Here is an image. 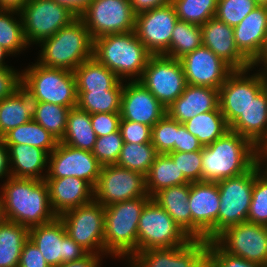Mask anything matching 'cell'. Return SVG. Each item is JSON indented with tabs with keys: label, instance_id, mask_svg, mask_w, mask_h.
<instances>
[{
	"label": "cell",
	"instance_id": "681fc988",
	"mask_svg": "<svg viewBox=\"0 0 267 267\" xmlns=\"http://www.w3.org/2000/svg\"><path fill=\"white\" fill-rule=\"evenodd\" d=\"M151 127L128 120L120 121V132L124 143H151Z\"/></svg>",
	"mask_w": 267,
	"mask_h": 267
},
{
	"label": "cell",
	"instance_id": "f35d334b",
	"mask_svg": "<svg viewBox=\"0 0 267 267\" xmlns=\"http://www.w3.org/2000/svg\"><path fill=\"white\" fill-rule=\"evenodd\" d=\"M202 45L201 26L178 20L172 31L170 47L163 55L180 59Z\"/></svg>",
	"mask_w": 267,
	"mask_h": 267
},
{
	"label": "cell",
	"instance_id": "d6a6232c",
	"mask_svg": "<svg viewBox=\"0 0 267 267\" xmlns=\"http://www.w3.org/2000/svg\"><path fill=\"white\" fill-rule=\"evenodd\" d=\"M29 229L16 222L3 219L0 223V267H18Z\"/></svg>",
	"mask_w": 267,
	"mask_h": 267
},
{
	"label": "cell",
	"instance_id": "44dd1931",
	"mask_svg": "<svg viewBox=\"0 0 267 267\" xmlns=\"http://www.w3.org/2000/svg\"><path fill=\"white\" fill-rule=\"evenodd\" d=\"M186 82L194 86L220 89L233 69L209 48L200 46L179 59Z\"/></svg>",
	"mask_w": 267,
	"mask_h": 267
},
{
	"label": "cell",
	"instance_id": "6125c7cd",
	"mask_svg": "<svg viewBox=\"0 0 267 267\" xmlns=\"http://www.w3.org/2000/svg\"><path fill=\"white\" fill-rule=\"evenodd\" d=\"M11 55L12 54L0 44V68L12 67L6 64V62H4L5 58Z\"/></svg>",
	"mask_w": 267,
	"mask_h": 267
},
{
	"label": "cell",
	"instance_id": "94428289",
	"mask_svg": "<svg viewBox=\"0 0 267 267\" xmlns=\"http://www.w3.org/2000/svg\"><path fill=\"white\" fill-rule=\"evenodd\" d=\"M29 0H0V9L20 11Z\"/></svg>",
	"mask_w": 267,
	"mask_h": 267
},
{
	"label": "cell",
	"instance_id": "cb8c5ba5",
	"mask_svg": "<svg viewBox=\"0 0 267 267\" xmlns=\"http://www.w3.org/2000/svg\"><path fill=\"white\" fill-rule=\"evenodd\" d=\"M38 104L33 91L21 79L15 85L14 93L0 101V137L33 120Z\"/></svg>",
	"mask_w": 267,
	"mask_h": 267
},
{
	"label": "cell",
	"instance_id": "f907efd6",
	"mask_svg": "<svg viewBox=\"0 0 267 267\" xmlns=\"http://www.w3.org/2000/svg\"><path fill=\"white\" fill-rule=\"evenodd\" d=\"M90 117L92 128L97 137L119 131L121 121L120 113H95L90 114Z\"/></svg>",
	"mask_w": 267,
	"mask_h": 267
},
{
	"label": "cell",
	"instance_id": "d590c367",
	"mask_svg": "<svg viewBox=\"0 0 267 267\" xmlns=\"http://www.w3.org/2000/svg\"><path fill=\"white\" fill-rule=\"evenodd\" d=\"M183 124L202 146L213 143L230 130L220 109L196 115Z\"/></svg>",
	"mask_w": 267,
	"mask_h": 267
},
{
	"label": "cell",
	"instance_id": "6da1fadb",
	"mask_svg": "<svg viewBox=\"0 0 267 267\" xmlns=\"http://www.w3.org/2000/svg\"><path fill=\"white\" fill-rule=\"evenodd\" d=\"M0 185V212L5 220L28 229L48 223L53 212L45 180L9 177Z\"/></svg>",
	"mask_w": 267,
	"mask_h": 267
},
{
	"label": "cell",
	"instance_id": "4dcf8cb0",
	"mask_svg": "<svg viewBox=\"0 0 267 267\" xmlns=\"http://www.w3.org/2000/svg\"><path fill=\"white\" fill-rule=\"evenodd\" d=\"M77 91L112 89L121 79L94 57L81 63L74 71Z\"/></svg>",
	"mask_w": 267,
	"mask_h": 267
},
{
	"label": "cell",
	"instance_id": "f6af8a7d",
	"mask_svg": "<svg viewBox=\"0 0 267 267\" xmlns=\"http://www.w3.org/2000/svg\"><path fill=\"white\" fill-rule=\"evenodd\" d=\"M257 6L254 0H218L215 17L235 27Z\"/></svg>",
	"mask_w": 267,
	"mask_h": 267
},
{
	"label": "cell",
	"instance_id": "f546056e",
	"mask_svg": "<svg viewBox=\"0 0 267 267\" xmlns=\"http://www.w3.org/2000/svg\"><path fill=\"white\" fill-rule=\"evenodd\" d=\"M190 183L164 188L152 198L171 216L192 239V218L188 205Z\"/></svg>",
	"mask_w": 267,
	"mask_h": 267
},
{
	"label": "cell",
	"instance_id": "83f0119b",
	"mask_svg": "<svg viewBox=\"0 0 267 267\" xmlns=\"http://www.w3.org/2000/svg\"><path fill=\"white\" fill-rule=\"evenodd\" d=\"M229 129L249 139L258 149L267 140V88L251 99Z\"/></svg>",
	"mask_w": 267,
	"mask_h": 267
},
{
	"label": "cell",
	"instance_id": "ac0fdd59",
	"mask_svg": "<svg viewBox=\"0 0 267 267\" xmlns=\"http://www.w3.org/2000/svg\"><path fill=\"white\" fill-rule=\"evenodd\" d=\"M188 205L192 218V239L213 240L218 235L220 205L217 182H192Z\"/></svg>",
	"mask_w": 267,
	"mask_h": 267
},
{
	"label": "cell",
	"instance_id": "836d02e7",
	"mask_svg": "<svg viewBox=\"0 0 267 267\" xmlns=\"http://www.w3.org/2000/svg\"><path fill=\"white\" fill-rule=\"evenodd\" d=\"M145 178L151 198L164 188L190 183L168 154L157 155Z\"/></svg>",
	"mask_w": 267,
	"mask_h": 267
},
{
	"label": "cell",
	"instance_id": "277c9868",
	"mask_svg": "<svg viewBox=\"0 0 267 267\" xmlns=\"http://www.w3.org/2000/svg\"><path fill=\"white\" fill-rule=\"evenodd\" d=\"M150 199L140 197L104 207L105 256L128 262L137 253L140 214Z\"/></svg>",
	"mask_w": 267,
	"mask_h": 267
},
{
	"label": "cell",
	"instance_id": "f1b7e54d",
	"mask_svg": "<svg viewBox=\"0 0 267 267\" xmlns=\"http://www.w3.org/2000/svg\"><path fill=\"white\" fill-rule=\"evenodd\" d=\"M6 147L11 177L45 180L49 156L45 150L26 144L6 145Z\"/></svg>",
	"mask_w": 267,
	"mask_h": 267
},
{
	"label": "cell",
	"instance_id": "7c38bea8",
	"mask_svg": "<svg viewBox=\"0 0 267 267\" xmlns=\"http://www.w3.org/2000/svg\"><path fill=\"white\" fill-rule=\"evenodd\" d=\"M138 81L166 108L185 90L187 85L179 59L152 55Z\"/></svg>",
	"mask_w": 267,
	"mask_h": 267
},
{
	"label": "cell",
	"instance_id": "5bb4252c",
	"mask_svg": "<svg viewBox=\"0 0 267 267\" xmlns=\"http://www.w3.org/2000/svg\"><path fill=\"white\" fill-rule=\"evenodd\" d=\"M140 197H150L143 174L116 164L102 166L94 187V200L106 207Z\"/></svg>",
	"mask_w": 267,
	"mask_h": 267
},
{
	"label": "cell",
	"instance_id": "ffe728a7",
	"mask_svg": "<svg viewBox=\"0 0 267 267\" xmlns=\"http://www.w3.org/2000/svg\"><path fill=\"white\" fill-rule=\"evenodd\" d=\"M178 21L170 2L136 15L135 32L138 39L153 55H162L170 47L172 31Z\"/></svg>",
	"mask_w": 267,
	"mask_h": 267
},
{
	"label": "cell",
	"instance_id": "003e7915",
	"mask_svg": "<svg viewBox=\"0 0 267 267\" xmlns=\"http://www.w3.org/2000/svg\"><path fill=\"white\" fill-rule=\"evenodd\" d=\"M258 5H267V0H254Z\"/></svg>",
	"mask_w": 267,
	"mask_h": 267
},
{
	"label": "cell",
	"instance_id": "7a4b0ae2",
	"mask_svg": "<svg viewBox=\"0 0 267 267\" xmlns=\"http://www.w3.org/2000/svg\"><path fill=\"white\" fill-rule=\"evenodd\" d=\"M259 161V149L232 130L202 148V181L218 182L248 172Z\"/></svg>",
	"mask_w": 267,
	"mask_h": 267
},
{
	"label": "cell",
	"instance_id": "d6986e66",
	"mask_svg": "<svg viewBox=\"0 0 267 267\" xmlns=\"http://www.w3.org/2000/svg\"><path fill=\"white\" fill-rule=\"evenodd\" d=\"M101 169V163L92 152L58 141L56 148L48 156V171L45 178L78 177L94 188Z\"/></svg>",
	"mask_w": 267,
	"mask_h": 267
},
{
	"label": "cell",
	"instance_id": "7bdbcfd3",
	"mask_svg": "<svg viewBox=\"0 0 267 267\" xmlns=\"http://www.w3.org/2000/svg\"><path fill=\"white\" fill-rule=\"evenodd\" d=\"M247 221L267 226V173L262 167L254 174Z\"/></svg>",
	"mask_w": 267,
	"mask_h": 267
},
{
	"label": "cell",
	"instance_id": "e575fe53",
	"mask_svg": "<svg viewBox=\"0 0 267 267\" xmlns=\"http://www.w3.org/2000/svg\"><path fill=\"white\" fill-rule=\"evenodd\" d=\"M124 80H120L112 89L103 91H77V106L88 112L120 113Z\"/></svg>",
	"mask_w": 267,
	"mask_h": 267
},
{
	"label": "cell",
	"instance_id": "ba28073f",
	"mask_svg": "<svg viewBox=\"0 0 267 267\" xmlns=\"http://www.w3.org/2000/svg\"><path fill=\"white\" fill-rule=\"evenodd\" d=\"M66 234L91 254L104 255V206L92 200L58 216Z\"/></svg>",
	"mask_w": 267,
	"mask_h": 267
},
{
	"label": "cell",
	"instance_id": "bcb514c9",
	"mask_svg": "<svg viewBox=\"0 0 267 267\" xmlns=\"http://www.w3.org/2000/svg\"><path fill=\"white\" fill-rule=\"evenodd\" d=\"M123 138L120 130L109 135L97 137L93 155L101 165L116 164L123 146Z\"/></svg>",
	"mask_w": 267,
	"mask_h": 267
},
{
	"label": "cell",
	"instance_id": "be15d7a7",
	"mask_svg": "<svg viewBox=\"0 0 267 267\" xmlns=\"http://www.w3.org/2000/svg\"><path fill=\"white\" fill-rule=\"evenodd\" d=\"M259 162L262 169L267 173V151H259Z\"/></svg>",
	"mask_w": 267,
	"mask_h": 267
},
{
	"label": "cell",
	"instance_id": "ee69618b",
	"mask_svg": "<svg viewBox=\"0 0 267 267\" xmlns=\"http://www.w3.org/2000/svg\"><path fill=\"white\" fill-rule=\"evenodd\" d=\"M177 137V121L167 114L160 119L151 129V143L158 154L174 152Z\"/></svg>",
	"mask_w": 267,
	"mask_h": 267
},
{
	"label": "cell",
	"instance_id": "60d3db41",
	"mask_svg": "<svg viewBox=\"0 0 267 267\" xmlns=\"http://www.w3.org/2000/svg\"><path fill=\"white\" fill-rule=\"evenodd\" d=\"M178 20L203 25L215 17L218 0H171Z\"/></svg>",
	"mask_w": 267,
	"mask_h": 267
},
{
	"label": "cell",
	"instance_id": "03108f58",
	"mask_svg": "<svg viewBox=\"0 0 267 267\" xmlns=\"http://www.w3.org/2000/svg\"><path fill=\"white\" fill-rule=\"evenodd\" d=\"M259 151H267V140L263 143V145L259 148Z\"/></svg>",
	"mask_w": 267,
	"mask_h": 267
},
{
	"label": "cell",
	"instance_id": "8d00e7d4",
	"mask_svg": "<svg viewBox=\"0 0 267 267\" xmlns=\"http://www.w3.org/2000/svg\"><path fill=\"white\" fill-rule=\"evenodd\" d=\"M2 138L5 145L26 144L45 150L48 154L58 143L57 139L34 120L11 129Z\"/></svg>",
	"mask_w": 267,
	"mask_h": 267
},
{
	"label": "cell",
	"instance_id": "b9f144b4",
	"mask_svg": "<svg viewBox=\"0 0 267 267\" xmlns=\"http://www.w3.org/2000/svg\"><path fill=\"white\" fill-rule=\"evenodd\" d=\"M70 108L48 102H39L33 120L60 141L65 133Z\"/></svg>",
	"mask_w": 267,
	"mask_h": 267
},
{
	"label": "cell",
	"instance_id": "91938a15",
	"mask_svg": "<svg viewBox=\"0 0 267 267\" xmlns=\"http://www.w3.org/2000/svg\"><path fill=\"white\" fill-rule=\"evenodd\" d=\"M260 66L259 71L262 73L265 69H267V36L264 40L263 46L259 52V54L255 57V59L251 62L250 68L256 69Z\"/></svg>",
	"mask_w": 267,
	"mask_h": 267
},
{
	"label": "cell",
	"instance_id": "30bf717a",
	"mask_svg": "<svg viewBox=\"0 0 267 267\" xmlns=\"http://www.w3.org/2000/svg\"><path fill=\"white\" fill-rule=\"evenodd\" d=\"M258 161L248 172L218 181V234L229 226L247 221L252 200L254 174L261 168Z\"/></svg>",
	"mask_w": 267,
	"mask_h": 267
},
{
	"label": "cell",
	"instance_id": "3957f363",
	"mask_svg": "<svg viewBox=\"0 0 267 267\" xmlns=\"http://www.w3.org/2000/svg\"><path fill=\"white\" fill-rule=\"evenodd\" d=\"M152 55L135 31L107 34L93 40V57L124 81L138 80Z\"/></svg>",
	"mask_w": 267,
	"mask_h": 267
},
{
	"label": "cell",
	"instance_id": "e7e4bbea",
	"mask_svg": "<svg viewBox=\"0 0 267 267\" xmlns=\"http://www.w3.org/2000/svg\"><path fill=\"white\" fill-rule=\"evenodd\" d=\"M262 76L264 78L265 87L267 88V69L262 72Z\"/></svg>",
	"mask_w": 267,
	"mask_h": 267
},
{
	"label": "cell",
	"instance_id": "484cf974",
	"mask_svg": "<svg viewBox=\"0 0 267 267\" xmlns=\"http://www.w3.org/2000/svg\"><path fill=\"white\" fill-rule=\"evenodd\" d=\"M219 109V90L187 84L185 90L167 107V115L185 123L196 115Z\"/></svg>",
	"mask_w": 267,
	"mask_h": 267
},
{
	"label": "cell",
	"instance_id": "9c48e42d",
	"mask_svg": "<svg viewBox=\"0 0 267 267\" xmlns=\"http://www.w3.org/2000/svg\"><path fill=\"white\" fill-rule=\"evenodd\" d=\"M19 12L29 46L38 45L77 18L71 10L54 0H29Z\"/></svg>",
	"mask_w": 267,
	"mask_h": 267
},
{
	"label": "cell",
	"instance_id": "ab89813d",
	"mask_svg": "<svg viewBox=\"0 0 267 267\" xmlns=\"http://www.w3.org/2000/svg\"><path fill=\"white\" fill-rule=\"evenodd\" d=\"M157 155L152 143H123L116 165L146 176Z\"/></svg>",
	"mask_w": 267,
	"mask_h": 267
},
{
	"label": "cell",
	"instance_id": "7dc6e473",
	"mask_svg": "<svg viewBox=\"0 0 267 267\" xmlns=\"http://www.w3.org/2000/svg\"><path fill=\"white\" fill-rule=\"evenodd\" d=\"M168 155L190 183L202 181V151H174Z\"/></svg>",
	"mask_w": 267,
	"mask_h": 267
},
{
	"label": "cell",
	"instance_id": "f5cc1de1",
	"mask_svg": "<svg viewBox=\"0 0 267 267\" xmlns=\"http://www.w3.org/2000/svg\"><path fill=\"white\" fill-rule=\"evenodd\" d=\"M203 146L198 138L193 136L183 123L177 121V137L174 144V151L193 152L202 151Z\"/></svg>",
	"mask_w": 267,
	"mask_h": 267
},
{
	"label": "cell",
	"instance_id": "a7ac6f4b",
	"mask_svg": "<svg viewBox=\"0 0 267 267\" xmlns=\"http://www.w3.org/2000/svg\"><path fill=\"white\" fill-rule=\"evenodd\" d=\"M4 219V217H3V215H2V213L0 212V223H1V221Z\"/></svg>",
	"mask_w": 267,
	"mask_h": 267
},
{
	"label": "cell",
	"instance_id": "7402d4cb",
	"mask_svg": "<svg viewBox=\"0 0 267 267\" xmlns=\"http://www.w3.org/2000/svg\"><path fill=\"white\" fill-rule=\"evenodd\" d=\"M124 82L121 120L142 123L152 128L167 114V108L138 80Z\"/></svg>",
	"mask_w": 267,
	"mask_h": 267
},
{
	"label": "cell",
	"instance_id": "9a60e30c",
	"mask_svg": "<svg viewBox=\"0 0 267 267\" xmlns=\"http://www.w3.org/2000/svg\"><path fill=\"white\" fill-rule=\"evenodd\" d=\"M29 239L38 247L51 267L80 260L89 254L66 234L58 216L48 223L30 228Z\"/></svg>",
	"mask_w": 267,
	"mask_h": 267
},
{
	"label": "cell",
	"instance_id": "4316f807",
	"mask_svg": "<svg viewBox=\"0 0 267 267\" xmlns=\"http://www.w3.org/2000/svg\"><path fill=\"white\" fill-rule=\"evenodd\" d=\"M233 31L238 50L252 62L267 36V5H258Z\"/></svg>",
	"mask_w": 267,
	"mask_h": 267
},
{
	"label": "cell",
	"instance_id": "9f6ffc18",
	"mask_svg": "<svg viewBox=\"0 0 267 267\" xmlns=\"http://www.w3.org/2000/svg\"><path fill=\"white\" fill-rule=\"evenodd\" d=\"M104 257L105 256L103 255L89 253L86 257L80 260L65 262L58 267H101V261Z\"/></svg>",
	"mask_w": 267,
	"mask_h": 267
},
{
	"label": "cell",
	"instance_id": "11a10c76",
	"mask_svg": "<svg viewBox=\"0 0 267 267\" xmlns=\"http://www.w3.org/2000/svg\"><path fill=\"white\" fill-rule=\"evenodd\" d=\"M171 0H130L133 12L137 15L141 12L155 9L169 4Z\"/></svg>",
	"mask_w": 267,
	"mask_h": 267
},
{
	"label": "cell",
	"instance_id": "5b68a950",
	"mask_svg": "<svg viewBox=\"0 0 267 267\" xmlns=\"http://www.w3.org/2000/svg\"><path fill=\"white\" fill-rule=\"evenodd\" d=\"M38 46L37 63L74 71L81 63L93 57V39L83 21L77 17Z\"/></svg>",
	"mask_w": 267,
	"mask_h": 267
},
{
	"label": "cell",
	"instance_id": "816d5d0a",
	"mask_svg": "<svg viewBox=\"0 0 267 267\" xmlns=\"http://www.w3.org/2000/svg\"><path fill=\"white\" fill-rule=\"evenodd\" d=\"M18 267H51L38 247L28 239L22 248Z\"/></svg>",
	"mask_w": 267,
	"mask_h": 267
},
{
	"label": "cell",
	"instance_id": "c3c4849f",
	"mask_svg": "<svg viewBox=\"0 0 267 267\" xmlns=\"http://www.w3.org/2000/svg\"><path fill=\"white\" fill-rule=\"evenodd\" d=\"M207 255L210 259L211 267H264L258 263L228 254L213 240L208 241Z\"/></svg>",
	"mask_w": 267,
	"mask_h": 267
},
{
	"label": "cell",
	"instance_id": "74e56055",
	"mask_svg": "<svg viewBox=\"0 0 267 267\" xmlns=\"http://www.w3.org/2000/svg\"><path fill=\"white\" fill-rule=\"evenodd\" d=\"M0 44L12 56L21 54L23 50L25 51L30 47L24 36L22 18L19 11L0 9Z\"/></svg>",
	"mask_w": 267,
	"mask_h": 267
},
{
	"label": "cell",
	"instance_id": "8fae6325",
	"mask_svg": "<svg viewBox=\"0 0 267 267\" xmlns=\"http://www.w3.org/2000/svg\"><path fill=\"white\" fill-rule=\"evenodd\" d=\"M79 18L92 39L135 31L136 14L130 0H93Z\"/></svg>",
	"mask_w": 267,
	"mask_h": 267
},
{
	"label": "cell",
	"instance_id": "680465c9",
	"mask_svg": "<svg viewBox=\"0 0 267 267\" xmlns=\"http://www.w3.org/2000/svg\"><path fill=\"white\" fill-rule=\"evenodd\" d=\"M58 4L67 7L77 17L89 6L93 0H54Z\"/></svg>",
	"mask_w": 267,
	"mask_h": 267
},
{
	"label": "cell",
	"instance_id": "2e32d148",
	"mask_svg": "<svg viewBox=\"0 0 267 267\" xmlns=\"http://www.w3.org/2000/svg\"><path fill=\"white\" fill-rule=\"evenodd\" d=\"M207 240L191 239L183 246L137 252L128 267H211Z\"/></svg>",
	"mask_w": 267,
	"mask_h": 267
},
{
	"label": "cell",
	"instance_id": "e0dca14e",
	"mask_svg": "<svg viewBox=\"0 0 267 267\" xmlns=\"http://www.w3.org/2000/svg\"><path fill=\"white\" fill-rule=\"evenodd\" d=\"M233 70L219 89V109L230 126L246 109L251 99L265 87L259 71Z\"/></svg>",
	"mask_w": 267,
	"mask_h": 267
},
{
	"label": "cell",
	"instance_id": "8992f818",
	"mask_svg": "<svg viewBox=\"0 0 267 267\" xmlns=\"http://www.w3.org/2000/svg\"><path fill=\"white\" fill-rule=\"evenodd\" d=\"M21 79L37 97L38 102L76 107L78 94L73 71L47 67L35 62L21 70Z\"/></svg>",
	"mask_w": 267,
	"mask_h": 267
},
{
	"label": "cell",
	"instance_id": "4fadbf2b",
	"mask_svg": "<svg viewBox=\"0 0 267 267\" xmlns=\"http://www.w3.org/2000/svg\"><path fill=\"white\" fill-rule=\"evenodd\" d=\"M213 241L225 252L267 267V226L249 221L229 226Z\"/></svg>",
	"mask_w": 267,
	"mask_h": 267
},
{
	"label": "cell",
	"instance_id": "603a6c76",
	"mask_svg": "<svg viewBox=\"0 0 267 267\" xmlns=\"http://www.w3.org/2000/svg\"><path fill=\"white\" fill-rule=\"evenodd\" d=\"M203 46L226 62L233 70L250 68L251 62L238 50L233 27L213 17L201 25Z\"/></svg>",
	"mask_w": 267,
	"mask_h": 267
},
{
	"label": "cell",
	"instance_id": "6f0895ef",
	"mask_svg": "<svg viewBox=\"0 0 267 267\" xmlns=\"http://www.w3.org/2000/svg\"><path fill=\"white\" fill-rule=\"evenodd\" d=\"M11 177L8 148L0 137V180Z\"/></svg>",
	"mask_w": 267,
	"mask_h": 267
},
{
	"label": "cell",
	"instance_id": "1f68e13d",
	"mask_svg": "<svg viewBox=\"0 0 267 267\" xmlns=\"http://www.w3.org/2000/svg\"><path fill=\"white\" fill-rule=\"evenodd\" d=\"M96 139L97 136L92 128L90 114L78 106L71 108L68 114L66 130L60 142L92 152Z\"/></svg>",
	"mask_w": 267,
	"mask_h": 267
},
{
	"label": "cell",
	"instance_id": "d4e9b609",
	"mask_svg": "<svg viewBox=\"0 0 267 267\" xmlns=\"http://www.w3.org/2000/svg\"><path fill=\"white\" fill-rule=\"evenodd\" d=\"M45 182L52 210L57 216L94 199V188L81 178H45Z\"/></svg>",
	"mask_w": 267,
	"mask_h": 267
},
{
	"label": "cell",
	"instance_id": "52a82bcc",
	"mask_svg": "<svg viewBox=\"0 0 267 267\" xmlns=\"http://www.w3.org/2000/svg\"><path fill=\"white\" fill-rule=\"evenodd\" d=\"M190 240L191 238L153 198L145 204L138 224L137 252L183 246Z\"/></svg>",
	"mask_w": 267,
	"mask_h": 267
},
{
	"label": "cell",
	"instance_id": "db71d44e",
	"mask_svg": "<svg viewBox=\"0 0 267 267\" xmlns=\"http://www.w3.org/2000/svg\"><path fill=\"white\" fill-rule=\"evenodd\" d=\"M20 80V71L12 67L0 68V101L14 93L15 85Z\"/></svg>",
	"mask_w": 267,
	"mask_h": 267
}]
</instances>
